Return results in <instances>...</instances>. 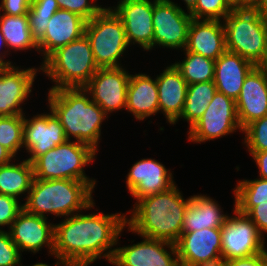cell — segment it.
Wrapping results in <instances>:
<instances>
[{
  "label": "cell",
  "mask_w": 267,
  "mask_h": 266,
  "mask_svg": "<svg viewBox=\"0 0 267 266\" xmlns=\"http://www.w3.org/2000/svg\"><path fill=\"white\" fill-rule=\"evenodd\" d=\"M243 130L238 120L236 101L216 91L202 117L187 131V140L201 144Z\"/></svg>",
  "instance_id": "cell-9"
},
{
  "label": "cell",
  "mask_w": 267,
  "mask_h": 266,
  "mask_svg": "<svg viewBox=\"0 0 267 266\" xmlns=\"http://www.w3.org/2000/svg\"><path fill=\"white\" fill-rule=\"evenodd\" d=\"M261 4V0H242V9L255 10Z\"/></svg>",
  "instance_id": "cell-45"
},
{
  "label": "cell",
  "mask_w": 267,
  "mask_h": 266,
  "mask_svg": "<svg viewBox=\"0 0 267 266\" xmlns=\"http://www.w3.org/2000/svg\"><path fill=\"white\" fill-rule=\"evenodd\" d=\"M124 230L118 237L112 266H181L176 245L166 241L140 236L141 241L132 240L130 245L120 247Z\"/></svg>",
  "instance_id": "cell-12"
},
{
  "label": "cell",
  "mask_w": 267,
  "mask_h": 266,
  "mask_svg": "<svg viewBox=\"0 0 267 266\" xmlns=\"http://www.w3.org/2000/svg\"><path fill=\"white\" fill-rule=\"evenodd\" d=\"M258 170V178L267 179V150L263 152H256L252 156Z\"/></svg>",
  "instance_id": "cell-42"
},
{
  "label": "cell",
  "mask_w": 267,
  "mask_h": 266,
  "mask_svg": "<svg viewBox=\"0 0 267 266\" xmlns=\"http://www.w3.org/2000/svg\"><path fill=\"white\" fill-rule=\"evenodd\" d=\"M221 227L222 260L248 257L265 251L266 239L256 225L236 207Z\"/></svg>",
  "instance_id": "cell-11"
},
{
  "label": "cell",
  "mask_w": 267,
  "mask_h": 266,
  "mask_svg": "<svg viewBox=\"0 0 267 266\" xmlns=\"http://www.w3.org/2000/svg\"><path fill=\"white\" fill-rule=\"evenodd\" d=\"M24 115L0 116V144L15 158L23 151Z\"/></svg>",
  "instance_id": "cell-33"
},
{
  "label": "cell",
  "mask_w": 267,
  "mask_h": 266,
  "mask_svg": "<svg viewBox=\"0 0 267 266\" xmlns=\"http://www.w3.org/2000/svg\"><path fill=\"white\" fill-rule=\"evenodd\" d=\"M87 21L79 15L59 9L50 18L44 38L37 44L42 62L58 48L85 34Z\"/></svg>",
  "instance_id": "cell-21"
},
{
  "label": "cell",
  "mask_w": 267,
  "mask_h": 266,
  "mask_svg": "<svg viewBox=\"0 0 267 266\" xmlns=\"http://www.w3.org/2000/svg\"><path fill=\"white\" fill-rule=\"evenodd\" d=\"M59 9L73 12L87 22L96 16L104 7L98 0H56ZM100 3V4H99Z\"/></svg>",
  "instance_id": "cell-36"
},
{
  "label": "cell",
  "mask_w": 267,
  "mask_h": 266,
  "mask_svg": "<svg viewBox=\"0 0 267 266\" xmlns=\"http://www.w3.org/2000/svg\"><path fill=\"white\" fill-rule=\"evenodd\" d=\"M0 14L21 16L28 14L32 0H0Z\"/></svg>",
  "instance_id": "cell-39"
},
{
  "label": "cell",
  "mask_w": 267,
  "mask_h": 266,
  "mask_svg": "<svg viewBox=\"0 0 267 266\" xmlns=\"http://www.w3.org/2000/svg\"><path fill=\"white\" fill-rule=\"evenodd\" d=\"M182 3H184V8L183 10L186 11V12H191L195 6H196V3L198 0H180Z\"/></svg>",
  "instance_id": "cell-47"
},
{
  "label": "cell",
  "mask_w": 267,
  "mask_h": 266,
  "mask_svg": "<svg viewBox=\"0 0 267 266\" xmlns=\"http://www.w3.org/2000/svg\"><path fill=\"white\" fill-rule=\"evenodd\" d=\"M98 69L85 34L58 48L40 63V73L53 84L51 90L84 88Z\"/></svg>",
  "instance_id": "cell-5"
},
{
  "label": "cell",
  "mask_w": 267,
  "mask_h": 266,
  "mask_svg": "<svg viewBox=\"0 0 267 266\" xmlns=\"http://www.w3.org/2000/svg\"><path fill=\"white\" fill-rule=\"evenodd\" d=\"M57 10L56 0H32L28 20L31 37L36 44L44 38L48 22Z\"/></svg>",
  "instance_id": "cell-32"
},
{
  "label": "cell",
  "mask_w": 267,
  "mask_h": 266,
  "mask_svg": "<svg viewBox=\"0 0 267 266\" xmlns=\"http://www.w3.org/2000/svg\"><path fill=\"white\" fill-rule=\"evenodd\" d=\"M236 110L242 130L267 116V75L258 66L245 77L236 99Z\"/></svg>",
  "instance_id": "cell-20"
},
{
  "label": "cell",
  "mask_w": 267,
  "mask_h": 266,
  "mask_svg": "<svg viewBox=\"0 0 267 266\" xmlns=\"http://www.w3.org/2000/svg\"><path fill=\"white\" fill-rule=\"evenodd\" d=\"M0 31L6 40L10 54L19 51H37L39 54L38 46L31 37L28 14L21 16L0 14Z\"/></svg>",
  "instance_id": "cell-28"
},
{
  "label": "cell",
  "mask_w": 267,
  "mask_h": 266,
  "mask_svg": "<svg viewBox=\"0 0 267 266\" xmlns=\"http://www.w3.org/2000/svg\"><path fill=\"white\" fill-rule=\"evenodd\" d=\"M47 109L46 112L32 114L33 117L24 115L23 150H25L22 153L28 154L25 159L30 163L67 140L59 119L48 107Z\"/></svg>",
  "instance_id": "cell-14"
},
{
  "label": "cell",
  "mask_w": 267,
  "mask_h": 266,
  "mask_svg": "<svg viewBox=\"0 0 267 266\" xmlns=\"http://www.w3.org/2000/svg\"><path fill=\"white\" fill-rule=\"evenodd\" d=\"M50 221L51 219L29 213L24 208L19 212L8 232L21 254L31 252L30 254L36 255L42 248H46L47 255L54 256L55 223Z\"/></svg>",
  "instance_id": "cell-16"
},
{
  "label": "cell",
  "mask_w": 267,
  "mask_h": 266,
  "mask_svg": "<svg viewBox=\"0 0 267 266\" xmlns=\"http://www.w3.org/2000/svg\"><path fill=\"white\" fill-rule=\"evenodd\" d=\"M175 184L170 189L139 199L126 211V233L176 244L182 235L190 202ZM128 230V231H127Z\"/></svg>",
  "instance_id": "cell-2"
},
{
  "label": "cell",
  "mask_w": 267,
  "mask_h": 266,
  "mask_svg": "<svg viewBox=\"0 0 267 266\" xmlns=\"http://www.w3.org/2000/svg\"><path fill=\"white\" fill-rule=\"evenodd\" d=\"M110 7L121 18L130 46L153 50V0H116Z\"/></svg>",
  "instance_id": "cell-18"
},
{
  "label": "cell",
  "mask_w": 267,
  "mask_h": 266,
  "mask_svg": "<svg viewBox=\"0 0 267 266\" xmlns=\"http://www.w3.org/2000/svg\"><path fill=\"white\" fill-rule=\"evenodd\" d=\"M181 52L184 53L185 57L178 61L176 58L173 64L188 85L214 81L215 60L185 49Z\"/></svg>",
  "instance_id": "cell-30"
},
{
  "label": "cell",
  "mask_w": 267,
  "mask_h": 266,
  "mask_svg": "<svg viewBox=\"0 0 267 266\" xmlns=\"http://www.w3.org/2000/svg\"><path fill=\"white\" fill-rule=\"evenodd\" d=\"M21 256L22 254L11 240L9 232L7 230L0 231V266H23Z\"/></svg>",
  "instance_id": "cell-37"
},
{
  "label": "cell",
  "mask_w": 267,
  "mask_h": 266,
  "mask_svg": "<svg viewBox=\"0 0 267 266\" xmlns=\"http://www.w3.org/2000/svg\"><path fill=\"white\" fill-rule=\"evenodd\" d=\"M55 259V263L53 264V266H70L66 261L58 258L57 256H53ZM25 266V265H23ZM29 266H52L50 264L47 263H43V262H37L35 264L29 265Z\"/></svg>",
  "instance_id": "cell-46"
},
{
  "label": "cell",
  "mask_w": 267,
  "mask_h": 266,
  "mask_svg": "<svg viewBox=\"0 0 267 266\" xmlns=\"http://www.w3.org/2000/svg\"><path fill=\"white\" fill-rule=\"evenodd\" d=\"M258 67L267 75V50L263 61L258 65Z\"/></svg>",
  "instance_id": "cell-50"
},
{
  "label": "cell",
  "mask_w": 267,
  "mask_h": 266,
  "mask_svg": "<svg viewBox=\"0 0 267 266\" xmlns=\"http://www.w3.org/2000/svg\"><path fill=\"white\" fill-rule=\"evenodd\" d=\"M47 90L46 107L59 119L67 140L88 144L99 152L102 125L110 117L84 88Z\"/></svg>",
  "instance_id": "cell-3"
},
{
  "label": "cell",
  "mask_w": 267,
  "mask_h": 266,
  "mask_svg": "<svg viewBox=\"0 0 267 266\" xmlns=\"http://www.w3.org/2000/svg\"><path fill=\"white\" fill-rule=\"evenodd\" d=\"M95 190L87 183L71 179L41 180L34 178L23 208L32 214L61 219L86 209Z\"/></svg>",
  "instance_id": "cell-4"
},
{
  "label": "cell",
  "mask_w": 267,
  "mask_h": 266,
  "mask_svg": "<svg viewBox=\"0 0 267 266\" xmlns=\"http://www.w3.org/2000/svg\"><path fill=\"white\" fill-rule=\"evenodd\" d=\"M33 180L34 172L32 163L25 158L20 159L18 157L10 163L0 166L1 194L14 197L24 202L31 189Z\"/></svg>",
  "instance_id": "cell-27"
},
{
  "label": "cell",
  "mask_w": 267,
  "mask_h": 266,
  "mask_svg": "<svg viewBox=\"0 0 267 266\" xmlns=\"http://www.w3.org/2000/svg\"><path fill=\"white\" fill-rule=\"evenodd\" d=\"M85 35L89 39L98 68L125 66L124 56L130 50L121 18L108 5L86 23ZM123 58V59H122Z\"/></svg>",
  "instance_id": "cell-8"
},
{
  "label": "cell",
  "mask_w": 267,
  "mask_h": 266,
  "mask_svg": "<svg viewBox=\"0 0 267 266\" xmlns=\"http://www.w3.org/2000/svg\"><path fill=\"white\" fill-rule=\"evenodd\" d=\"M242 145H244L249 155L252 156L256 152L267 150V116H264L250 123L244 130L242 135Z\"/></svg>",
  "instance_id": "cell-34"
},
{
  "label": "cell",
  "mask_w": 267,
  "mask_h": 266,
  "mask_svg": "<svg viewBox=\"0 0 267 266\" xmlns=\"http://www.w3.org/2000/svg\"><path fill=\"white\" fill-rule=\"evenodd\" d=\"M218 202L208 194L191 195L184 214L183 233L203 228H221L229 213H225L224 208Z\"/></svg>",
  "instance_id": "cell-26"
},
{
  "label": "cell",
  "mask_w": 267,
  "mask_h": 266,
  "mask_svg": "<svg viewBox=\"0 0 267 266\" xmlns=\"http://www.w3.org/2000/svg\"><path fill=\"white\" fill-rule=\"evenodd\" d=\"M126 65L117 68H99L84 89L110 117L126 110L127 88L131 72Z\"/></svg>",
  "instance_id": "cell-15"
},
{
  "label": "cell",
  "mask_w": 267,
  "mask_h": 266,
  "mask_svg": "<svg viewBox=\"0 0 267 266\" xmlns=\"http://www.w3.org/2000/svg\"><path fill=\"white\" fill-rule=\"evenodd\" d=\"M125 187L135 203L146 196L164 192L176 184L171 168L157 159L142 158L128 169Z\"/></svg>",
  "instance_id": "cell-19"
},
{
  "label": "cell",
  "mask_w": 267,
  "mask_h": 266,
  "mask_svg": "<svg viewBox=\"0 0 267 266\" xmlns=\"http://www.w3.org/2000/svg\"><path fill=\"white\" fill-rule=\"evenodd\" d=\"M15 157L0 144V166L10 163Z\"/></svg>",
  "instance_id": "cell-44"
},
{
  "label": "cell",
  "mask_w": 267,
  "mask_h": 266,
  "mask_svg": "<svg viewBox=\"0 0 267 266\" xmlns=\"http://www.w3.org/2000/svg\"><path fill=\"white\" fill-rule=\"evenodd\" d=\"M97 154L88 144L66 140L32 162L34 178L79 180L87 182L95 190L97 179L89 177L84 168L95 163Z\"/></svg>",
  "instance_id": "cell-6"
},
{
  "label": "cell",
  "mask_w": 267,
  "mask_h": 266,
  "mask_svg": "<svg viewBox=\"0 0 267 266\" xmlns=\"http://www.w3.org/2000/svg\"><path fill=\"white\" fill-rule=\"evenodd\" d=\"M255 10L267 16V0H261V4Z\"/></svg>",
  "instance_id": "cell-49"
},
{
  "label": "cell",
  "mask_w": 267,
  "mask_h": 266,
  "mask_svg": "<svg viewBox=\"0 0 267 266\" xmlns=\"http://www.w3.org/2000/svg\"><path fill=\"white\" fill-rule=\"evenodd\" d=\"M181 266H220L221 228L184 232L176 242Z\"/></svg>",
  "instance_id": "cell-17"
},
{
  "label": "cell",
  "mask_w": 267,
  "mask_h": 266,
  "mask_svg": "<svg viewBox=\"0 0 267 266\" xmlns=\"http://www.w3.org/2000/svg\"><path fill=\"white\" fill-rule=\"evenodd\" d=\"M216 91L214 81L188 85L183 112L173 126L182 120L188 123L189 130L202 117Z\"/></svg>",
  "instance_id": "cell-29"
},
{
  "label": "cell",
  "mask_w": 267,
  "mask_h": 266,
  "mask_svg": "<svg viewBox=\"0 0 267 266\" xmlns=\"http://www.w3.org/2000/svg\"><path fill=\"white\" fill-rule=\"evenodd\" d=\"M225 2L232 10L242 9V0H225Z\"/></svg>",
  "instance_id": "cell-48"
},
{
  "label": "cell",
  "mask_w": 267,
  "mask_h": 266,
  "mask_svg": "<svg viewBox=\"0 0 267 266\" xmlns=\"http://www.w3.org/2000/svg\"><path fill=\"white\" fill-rule=\"evenodd\" d=\"M227 51L258 66L267 50V16L257 10H232L223 20Z\"/></svg>",
  "instance_id": "cell-7"
},
{
  "label": "cell",
  "mask_w": 267,
  "mask_h": 266,
  "mask_svg": "<svg viewBox=\"0 0 267 266\" xmlns=\"http://www.w3.org/2000/svg\"><path fill=\"white\" fill-rule=\"evenodd\" d=\"M231 11L225 0H198L190 15L193 19L223 21Z\"/></svg>",
  "instance_id": "cell-35"
},
{
  "label": "cell",
  "mask_w": 267,
  "mask_h": 266,
  "mask_svg": "<svg viewBox=\"0 0 267 266\" xmlns=\"http://www.w3.org/2000/svg\"><path fill=\"white\" fill-rule=\"evenodd\" d=\"M220 266H267V249L248 257L222 261Z\"/></svg>",
  "instance_id": "cell-40"
},
{
  "label": "cell",
  "mask_w": 267,
  "mask_h": 266,
  "mask_svg": "<svg viewBox=\"0 0 267 266\" xmlns=\"http://www.w3.org/2000/svg\"><path fill=\"white\" fill-rule=\"evenodd\" d=\"M5 48H6V50H5ZM8 56H10V52L8 50L6 40L4 39V36H3L2 32L0 31V65L2 67H12V66L16 65V63L14 61H12V60L10 61V59H6V58H8Z\"/></svg>",
  "instance_id": "cell-43"
},
{
  "label": "cell",
  "mask_w": 267,
  "mask_h": 266,
  "mask_svg": "<svg viewBox=\"0 0 267 266\" xmlns=\"http://www.w3.org/2000/svg\"><path fill=\"white\" fill-rule=\"evenodd\" d=\"M94 200L86 209L55 223L54 256L70 266H90L114 257L118 237L126 226V213H104L94 209ZM98 211V212H95Z\"/></svg>",
  "instance_id": "cell-1"
},
{
  "label": "cell",
  "mask_w": 267,
  "mask_h": 266,
  "mask_svg": "<svg viewBox=\"0 0 267 266\" xmlns=\"http://www.w3.org/2000/svg\"><path fill=\"white\" fill-rule=\"evenodd\" d=\"M167 64L162 73L156 74L159 114L173 125L183 112L188 84L173 63Z\"/></svg>",
  "instance_id": "cell-22"
},
{
  "label": "cell",
  "mask_w": 267,
  "mask_h": 266,
  "mask_svg": "<svg viewBox=\"0 0 267 266\" xmlns=\"http://www.w3.org/2000/svg\"><path fill=\"white\" fill-rule=\"evenodd\" d=\"M258 228V231L267 237V201L254 206L246 214Z\"/></svg>",
  "instance_id": "cell-41"
},
{
  "label": "cell",
  "mask_w": 267,
  "mask_h": 266,
  "mask_svg": "<svg viewBox=\"0 0 267 266\" xmlns=\"http://www.w3.org/2000/svg\"><path fill=\"white\" fill-rule=\"evenodd\" d=\"M232 191L234 207L247 214L254 206L267 201V179H239Z\"/></svg>",
  "instance_id": "cell-31"
},
{
  "label": "cell",
  "mask_w": 267,
  "mask_h": 266,
  "mask_svg": "<svg viewBox=\"0 0 267 266\" xmlns=\"http://www.w3.org/2000/svg\"><path fill=\"white\" fill-rule=\"evenodd\" d=\"M23 209V202L0 193V231H7L19 212Z\"/></svg>",
  "instance_id": "cell-38"
},
{
  "label": "cell",
  "mask_w": 267,
  "mask_h": 266,
  "mask_svg": "<svg viewBox=\"0 0 267 266\" xmlns=\"http://www.w3.org/2000/svg\"><path fill=\"white\" fill-rule=\"evenodd\" d=\"M154 76L151 77L147 72H136L129 79L125 111L139 122L159 114L158 89L156 75Z\"/></svg>",
  "instance_id": "cell-23"
},
{
  "label": "cell",
  "mask_w": 267,
  "mask_h": 266,
  "mask_svg": "<svg viewBox=\"0 0 267 266\" xmlns=\"http://www.w3.org/2000/svg\"><path fill=\"white\" fill-rule=\"evenodd\" d=\"M185 50L216 61L227 50L223 21L193 19Z\"/></svg>",
  "instance_id": "cell-24"
},
{
  "label": "cell",
  "mask_w": 267,
  "mask_h": 266,
  "mask_svg": "<svg viewBox=\"0 0 267 266\" xmlns=\"http://www.w3.org/2000/svg\"><path fill=\"white\" fill-rule=\"evenodd\" d=\"M38 67L15 65L0 70V116L25 115V106L33 96ZM26 102V103H25ZM24 107V108H23ZM25 109V110H24Z\"/></svg>",
  "instance_id": "cell-13"
},
{
  "label": "cell",
  "mask_w": 267,
  "mask_h": 266,
  "mask_svg": "<svg viewBox=\"0 0 267 266\" xmlns=\"http://www.w3.org/2000/svg\"><path fill=\"white\" fill-rule=\"evenodd\" d=\"M254 67L249 60L226 50L215 61L214 84L217 91L236 101L245 77Z\"/></svg>",
  "instance_id": "cell-25"
},
{
  "label": "cell",
  "mask_w": 267,
  "mask_h": 266,
  "mask_svg": "<svg viewBox=\"0 0 267 266\" xmlns=\"http://www.w3.org/2000/svg\"><path fill=\"white\" fill-rule=\"evenodd\" d=\"M175 0H153V50H184L193 18Z\"/></svg>",
  "instance_id": "cell-10"
}]
</instances>
